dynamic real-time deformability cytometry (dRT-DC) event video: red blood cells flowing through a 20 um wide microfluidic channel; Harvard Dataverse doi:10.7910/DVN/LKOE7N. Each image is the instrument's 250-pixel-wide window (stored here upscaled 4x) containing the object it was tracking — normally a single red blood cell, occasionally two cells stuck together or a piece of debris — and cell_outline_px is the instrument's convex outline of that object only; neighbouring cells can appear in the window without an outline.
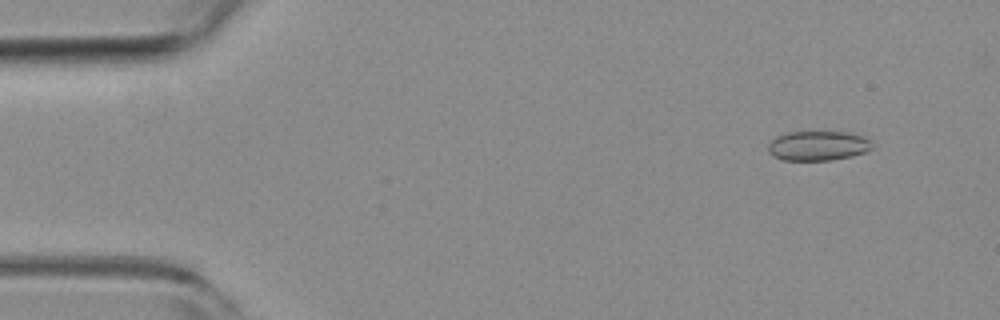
{"species": "common noctule bat (a hibernating species)", "species_latin": "Nyctalus noctula", "temperature_condition": "room temperature", "stored_images_in_passage": 42, "camera_frame_rate_fps": 3000, "um_per_image_px": 0.085, "animal": {"sex": "female", "body_mass_g": 19.3, "forearm_length_mm": 54.1}, "frame": {"image": 1, "passage_image": 5, "time_ms": 1.333, "image_size_px": [1000, 320], "cell_outline_px": [[872, 148], [864, 152], [852, 156], [832, 160], [784, 160], [772, 156], [768, 152], [768, 144], [776, 136], [788, 132], [852, 132], [864, 136], [872, 140]], "centroid_in_image_um": [69.54, 12.38], "position_along_channel_um": 15.5, "area_um2": 18.15}}
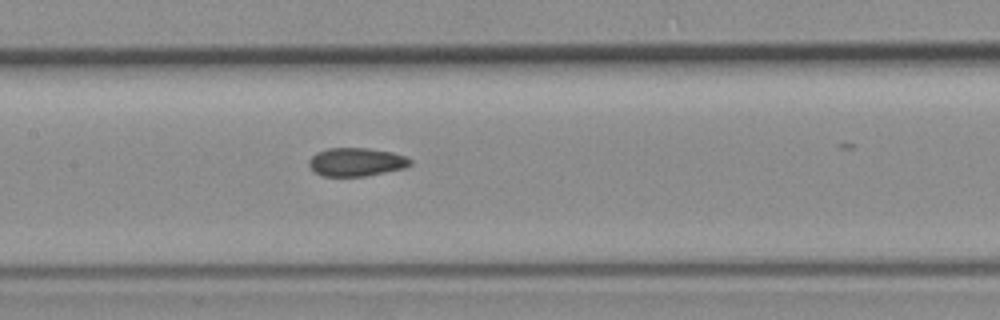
{"frame": {"image": 2, "passage_image": 26, "time_ms": 8.333, "image_size_px": [1000, 320], "cell_outline_px": [[412, 164], [404, 168], [364, 176], [320, 176], [308, 164], [308, 160], [316, 152], [328, 148], [368, 148], [392, 152], [408, 156], [412, 160]], "centroid_in_image_um": [30.3, 13.76], "position_along_channel_um": 177.1, "area_um2": 16.82}}
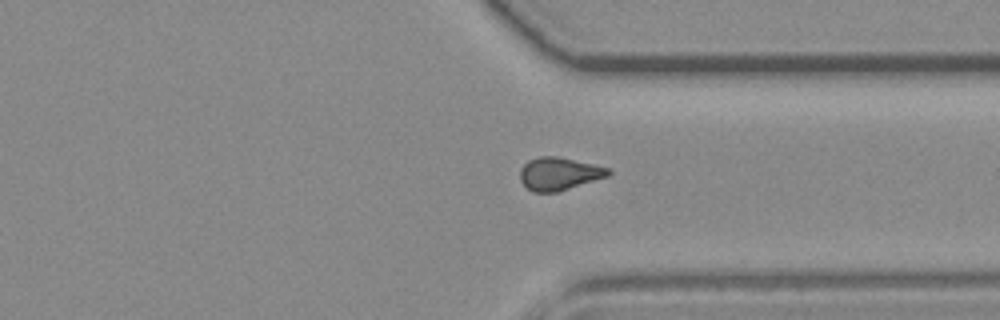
{"frame": {"image": 3, "passage_image": 41, "time_ms": 13.333, "image_size_px": [1000, 320], "cell_outline_px": [[612, 172], [608, 176], [556, 192], [532, 192], [520, 180], [520, 168], [528, 160], [540, 156], [556, 156], [596, 164], [612, 168]], "centroid_in_image_um": [47.54, 14.75], "position_along_channel_um": 363.9, "area_um2": 16.94}}